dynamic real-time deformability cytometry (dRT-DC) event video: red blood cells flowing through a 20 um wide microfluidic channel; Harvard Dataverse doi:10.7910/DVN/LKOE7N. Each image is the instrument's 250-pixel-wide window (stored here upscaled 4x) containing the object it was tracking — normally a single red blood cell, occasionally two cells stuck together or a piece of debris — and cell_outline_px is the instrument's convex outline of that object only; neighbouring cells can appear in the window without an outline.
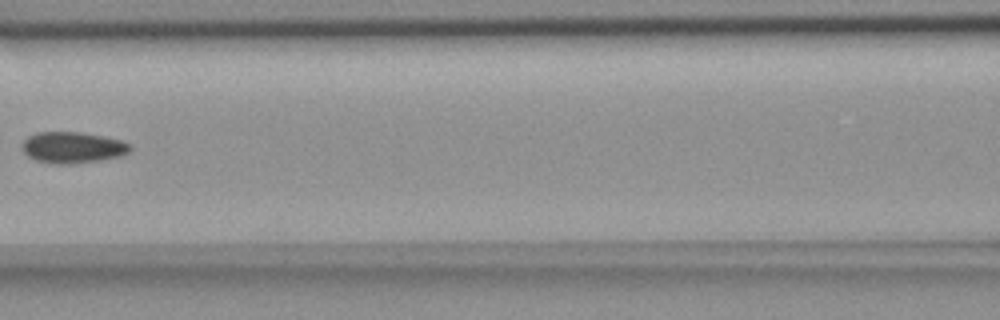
{"species": "common noctule bat (a hibernating species)", "species_latin": "Nyctalus noctula", "temperature_condition": "room temperature", "stored_images_in_passage": 8, "camera_frame_rate_fps": 3000, "um_per_image_px": 0.085, "animal": {"sex": "female", "body_mass_g": 18.4}, "frame": {"image": 1, "passage_image": 8, "time_ms": 8.0, "image_size_px": [1000, 320], "cell_outline_px": [[132, 148], [128, 152], [120, 156], [100, 160], [68, 164], [60, 164], [36, 160], [28, 156], [24, 152], [20, 144], [28, 136], [36, 132], [80, 132], [120, 140], [128, 144]], "centroid_in_image_um": [6.13, 12.53], "position_along_channel_um": 160.5, "area_um2": 19.42}}